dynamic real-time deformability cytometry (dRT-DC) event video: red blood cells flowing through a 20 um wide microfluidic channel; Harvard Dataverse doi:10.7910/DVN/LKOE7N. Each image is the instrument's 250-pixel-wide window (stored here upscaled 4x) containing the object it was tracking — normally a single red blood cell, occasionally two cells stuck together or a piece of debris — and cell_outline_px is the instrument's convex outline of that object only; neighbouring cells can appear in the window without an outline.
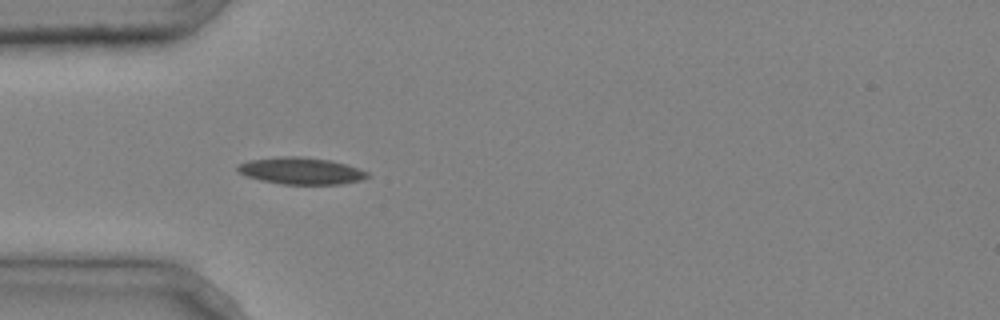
{"species": "common noctule bat (a hibernating species)", "species_latin": "Nyctalus noctula", "temperature_condition": "cold", "stored_images_in_passage": 4, "camera_frame_rate_fps": 3000, "um_per_image_px": 0.085, "animal": {"sex": "male", "body_mass_g": 20.4}, "frame": {"image": 1, "passage_image": 4, "time_ms": 1.0, "image_size_px": [1000, 320], "cell_outline_px": [[372, 176], [360, 180], [340, 184], [280, 184], [260, 180], [244, 176], [236, 168], [236, 164], [248, 160], [280, 156], [300, 156], [328, 160], [344, 164], [368, 172]], "centroid_in_image_um": [25.53, 14.52], "position_along_channel_um": 59.5, "area_um2": 20.35}}